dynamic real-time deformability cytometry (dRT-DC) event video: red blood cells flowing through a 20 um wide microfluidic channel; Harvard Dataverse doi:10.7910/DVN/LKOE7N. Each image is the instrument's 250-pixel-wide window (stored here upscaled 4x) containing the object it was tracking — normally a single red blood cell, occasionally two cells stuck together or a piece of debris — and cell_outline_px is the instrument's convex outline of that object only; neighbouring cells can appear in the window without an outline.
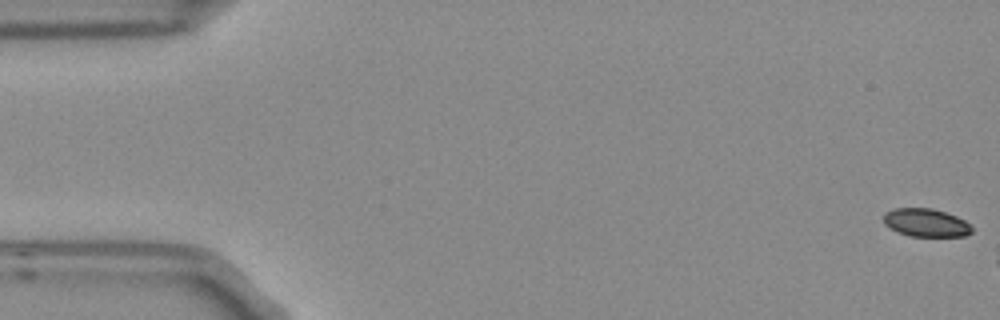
{"species": "Egyptian fruit bat (a non-hibernating species)", "species_latin": "Rousettus aegyptiacus", "temperature_condition": "room temperature", "stored_images_in_passage": 3, "camera_frame_rate_fps": 3000, "um_per_image_px": 0.085, "frame": {"image": 1, "passage_image": 1, "time_ms": 0.0, "image_size_px": [1000, 320], "cell_outline_px": [[972, 232], [964, 236], [908, 236], [896, 232], [884, 224], [884, 212], [896, 208], [932, 208], [956, 216], [964, 220], [972, 228]], "centroid_in_image_um": [78.67, 18.93], "position_along_channel_um": 6.3, "area_um2": 14.45}}